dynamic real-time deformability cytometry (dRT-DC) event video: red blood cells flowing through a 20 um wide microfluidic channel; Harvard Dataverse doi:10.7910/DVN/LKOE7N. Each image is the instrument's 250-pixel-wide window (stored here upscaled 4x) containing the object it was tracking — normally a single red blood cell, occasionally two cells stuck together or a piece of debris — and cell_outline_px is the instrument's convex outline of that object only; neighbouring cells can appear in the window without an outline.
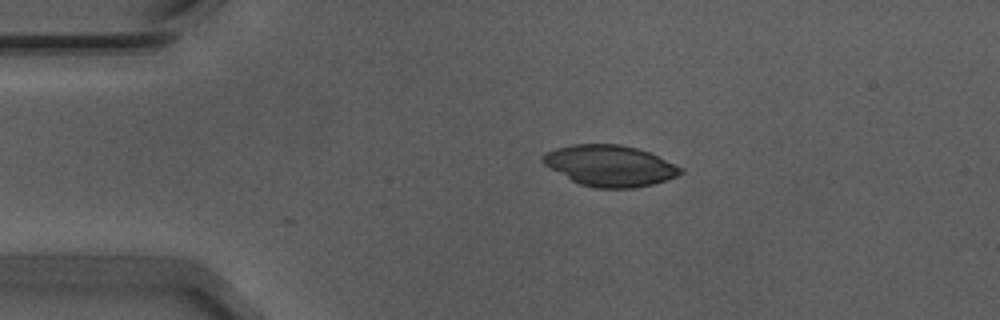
{"species": "Egyptian fruit bat (a non-hibernating species)", "species_latin": "Rousettus aegyptiacus", "temperature_condition": "warm", "stored_images_in_passage": 2, "camera_frame_rate_fps": 3000, "um_per_image_px": 0.085, "animal": {"sex": "male"}, "frame": {"image": 1, "passage_image": 2, "time_ms": 0.333, "image_size_px": [1000, 320], "cell_outline_px": [[684, 172], [676, 176], [652, 184], [632, 188], [596, 188], [580, 184], [572, 180], [544, 164], [540, 160], [540, 156], [556, 148], [572, 144], [620, 144], [636, 148], [648, 152], [680, 168]], "centroid_in_image_um": [51.79, 14.08], "position_along_channel_um": 33.2, "area_um2": 32.37}}